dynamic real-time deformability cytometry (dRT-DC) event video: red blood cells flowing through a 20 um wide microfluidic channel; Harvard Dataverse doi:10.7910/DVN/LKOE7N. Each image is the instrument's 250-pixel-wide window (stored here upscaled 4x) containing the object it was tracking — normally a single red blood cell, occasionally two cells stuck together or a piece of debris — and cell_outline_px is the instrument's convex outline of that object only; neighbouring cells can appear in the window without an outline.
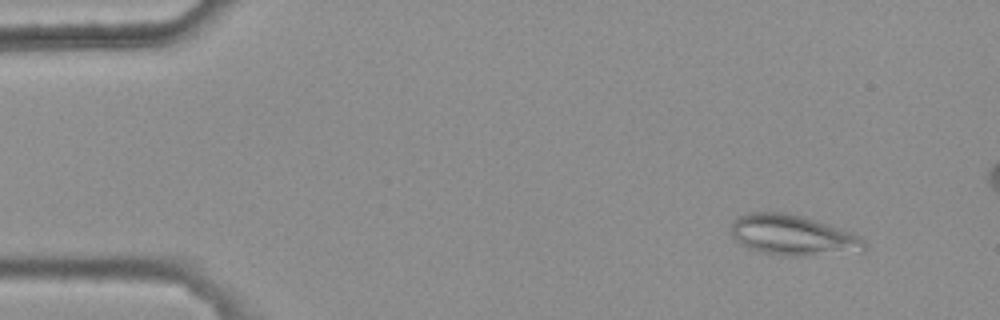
{"species": "common noctule bat (a hibernating species)", "species_latin": "Nyctalus noctula", "temperature_condition": "warm", "stored_images_in_passage": 5, "camera_frame_rate_fps": 3000, "um_per_image_px": 0.085, "animal": {"sex": "female", "body_mass_g": 25.1}, "frame": {"image": 1, "passage_image": 1, "time_ms": 0.0, "image_size_px": [1000, 320], "cell_outline_px": [[868, 244], [860, 252], [800, 256], [764, 252], [748, 248], [740, 244], [732, 236], [732, 220], [736, 216], [744, 212], [788, 212], [828, 224], [852, 232], [860, 236]], "centroid_in_image_um": [67.39, 19.97], "position_along_channel_um": 17.6, "area_um2": 31.5}}